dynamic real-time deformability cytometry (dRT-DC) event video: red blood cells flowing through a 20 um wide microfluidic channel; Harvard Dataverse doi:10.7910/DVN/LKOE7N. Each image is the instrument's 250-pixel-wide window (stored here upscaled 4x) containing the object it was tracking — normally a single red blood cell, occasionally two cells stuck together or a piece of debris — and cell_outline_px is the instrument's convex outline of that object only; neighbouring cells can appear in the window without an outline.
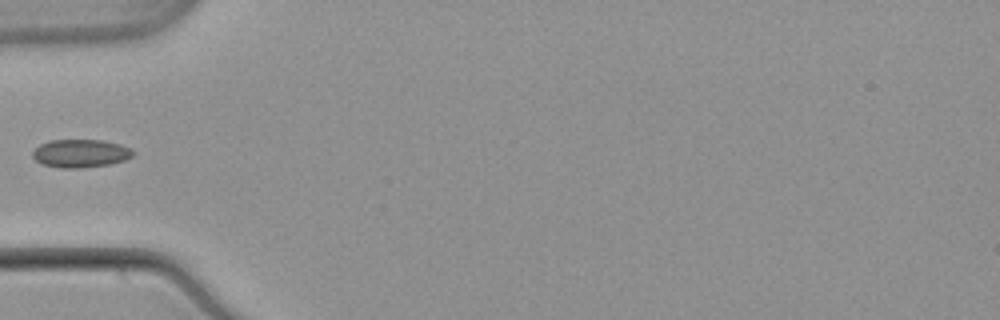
{"species": "common noctule bat (a hibernating species)", "species_latin": "Nyctalus noctula", "temperature_condition": "warm", "stored_images_in_passage": 36, "camera_frame_rate_fps": 3000, "um_per_image_px": 0.085, "animal": {"sex": "male", "body_mass_g": 21.5, "forearm_length_mm": 52.0}, "frame": {"image": 1, "passage_image": 1, "time_ms": 0.0, "image_size_px": [1000, 320], "cell_outline_px": [[132, 156], [124, 160], [108, 164], [80, 168], [60, 168], [44, 164], [36, 160], [32, 156], [32, 152], [40, 144], [48, 140], [100, 140], [120, 144], [128, 148], [132, 152]], "centroid_in_image_um": [6.8, 13.03], "position_along_channel_um": 78.2, "area_um2": 16.18}}
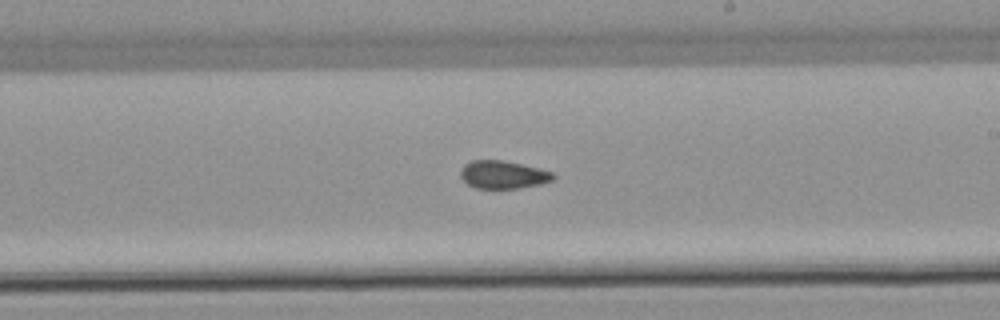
{"frame": {"image": 2, "passage_image": 14, "time_ms": 4.333, "image_size_px": [1000, 320], "cell_outline_px": [[556, 176], [552, 180], [540, 184], [520, 188], [476, 188], [468, 184], [460, 176], [460, 172], [464, 164], [472, 160], [504, 160], [540, 168], [552, 172]], "centroid_in_image_um": [42.77, 14.84], "position_along_channel_um": 246.2, "area_um2": 15.09}}
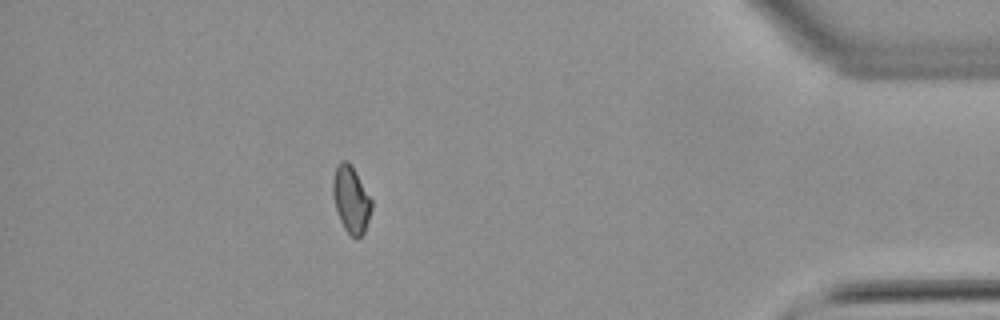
{"frame": {"image": 3, "passage_image": 30, "time_ms": 9.667, "image_size_px": [1000, 320], "cell_outline_px": [[372, 208], [364, 232], [356, 240], [344, 228], [340, 220], [336, 208], [332, 192], [332, 180], [336, 168], [340, 160], [348, 160], [356, 172], [372, 200]], "centroid_in_image_um": [29.84, 16.94], "position_along_channel_um": 405.4, "area_um2": 14.97}}